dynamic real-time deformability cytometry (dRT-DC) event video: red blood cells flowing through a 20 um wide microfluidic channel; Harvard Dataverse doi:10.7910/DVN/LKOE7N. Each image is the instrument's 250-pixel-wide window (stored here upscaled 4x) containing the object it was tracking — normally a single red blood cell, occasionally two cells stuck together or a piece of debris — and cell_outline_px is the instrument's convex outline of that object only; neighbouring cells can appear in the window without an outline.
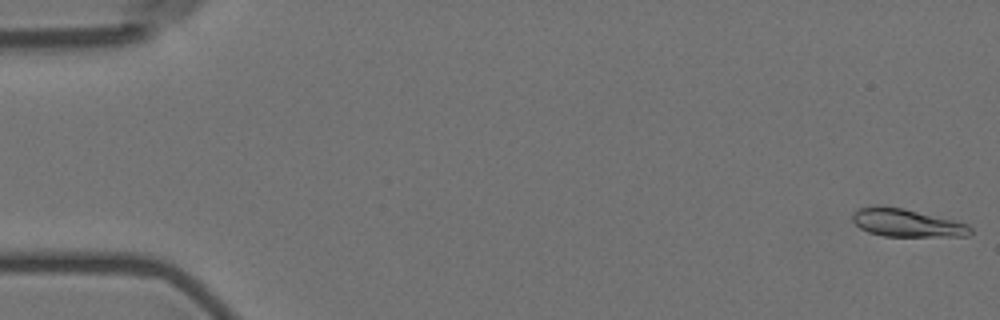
{"species": "Egyptian fruit bat (a non-hibernating species)", "species_latin": "Rousettus aegyptiacus", "temperature_condition": "room temperature", "stored_images_in_passage": 6, "camera_frame_rate_fps": 3000, "um_per_image_px": 0.085, "animal": {"sex": "female"}, "frame": {"image": 1, "passage_image": 1, "time_ms": 0.0, "image_size_px": [1000, 320], "cell_outline_px": [[972, 232], [968, 236], [884, 236], [868, 232], [860, 228], [852, 220], [852, 212], [860, 208], [872, 204], [880, 204], [904, 208], [956, 220], [968, 224], [972, 228]], "centroid_in_image_um": [77.05, 18.92], "position_along_channel_um": 7.9, "area_um2": 19.59}}
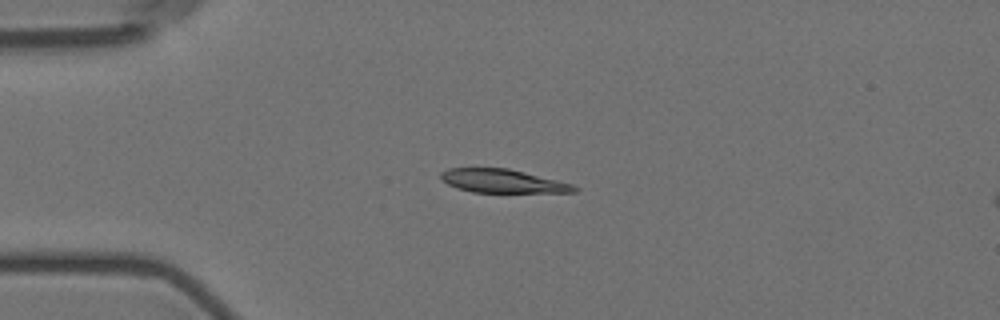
{"frame": {"image": 2, "passage_image": 4, "time_ms": 4.333, "image_size_px": [1000, 320], "cell_outline_px": [[580, 188], [576, 192], [472, 192], [456, 188], [440, 180], [440, 172], [448, 168], [508, 168], [572, 184]], "centroid_in_image_um": [42.67, 15.39], "position_along_channel_um": 42.3, "area_um2": 18.21}}